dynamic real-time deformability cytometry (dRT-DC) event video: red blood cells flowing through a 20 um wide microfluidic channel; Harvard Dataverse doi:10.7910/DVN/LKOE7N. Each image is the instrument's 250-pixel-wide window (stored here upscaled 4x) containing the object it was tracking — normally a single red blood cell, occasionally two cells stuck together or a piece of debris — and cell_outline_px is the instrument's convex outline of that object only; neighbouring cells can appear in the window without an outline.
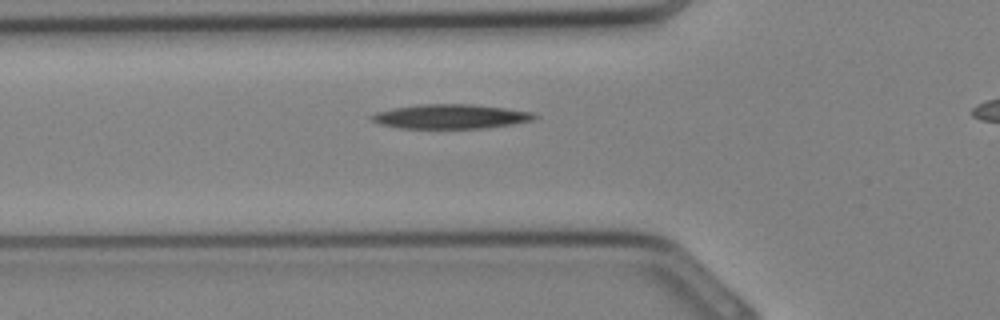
{"species": "Egyptian fruit bat (a non-hibernating species)", "species_latin": "Rousettus aegyptiacus", "temperature_condition": "cold", "stored_images_in_passage": 22, "camera_frame_rate_fps": 3000, "um_per_image_px": 0.085, "animal": {"sex": "female"}, "frame": {"image": 1, "passage_image": 4, "time_ms": 1.0, "image_size_px": [1000, 320], "cell_outline_px": [[540, 116], [532, 120], [512, 124], [484, 128], [400, 128], [380, 124], [372, 120], [368, 116], [376, 112], [392, 108], [420, 104], [472, 104], [504, 108], [532, 112]], "centroid_in_image_um": [38.28, 9.9], "position_along_channel_um": 87.5, "area_um2": 23.12}}
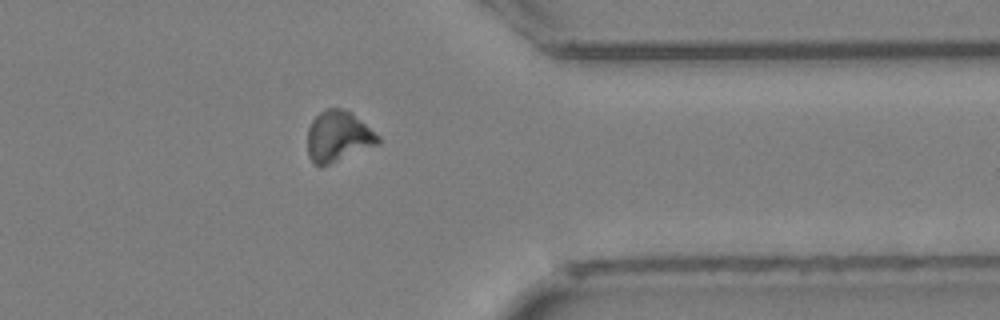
{"frame": {"image": 2, "passage_image": 19, "time_ms": 6.0, "image_size_px": [1000, 320], "cell_outline_px": [[380, 144], [320, 168], [308, 156], [308, 128], [312, 120], [320, 112], [328, 108], [340, 108], [352, 112], [380, 136]], "centroid_in_image_um": [28.76, 11.6], "position_along_channel_um": 382.6, "area_um2": 21.04}}